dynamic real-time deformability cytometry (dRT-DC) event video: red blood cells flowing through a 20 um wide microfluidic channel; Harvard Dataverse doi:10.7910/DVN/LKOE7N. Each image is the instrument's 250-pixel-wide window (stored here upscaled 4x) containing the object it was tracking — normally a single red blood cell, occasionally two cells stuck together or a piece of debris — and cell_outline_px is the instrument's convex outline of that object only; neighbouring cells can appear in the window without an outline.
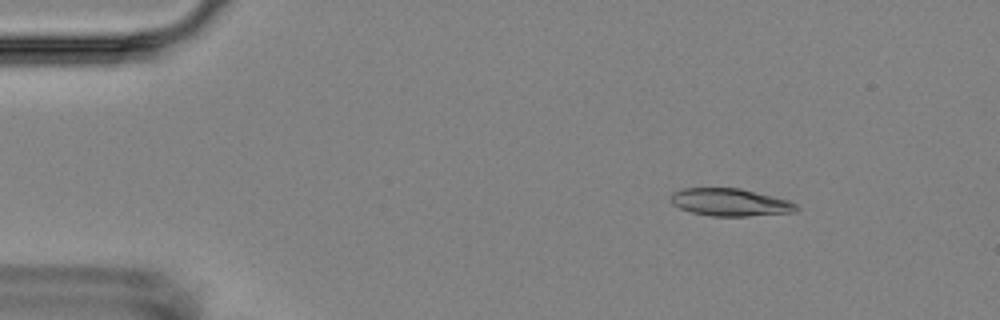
{"species": "Egyptian fruit bat (a non-hibernating species)", "species_latin": "Rousettus aegyptiacus", "temperature_condition": "room temperature", "stored_images_in_passage": 3, "camera_frame_rate_fps": 3000, "um_per_image_px": 0.085, "animal": {"sex": "female"}, "frame": {"image": 1, "passage_image": 1, "time_ms": 0.0, "image_size_px": [1000, 320], "cell_outline_px": [[800, 208], [792, 212], [748, 216], [712, 216], [692, 212], [680, 208], [672, 204], [668, 200], [672, 192], [684, 188], [740, 188], [788, 200], [796, 204]], "centroid_in_image_um": [62.02, 17.19], "position_along_channel_um": 23.0, "area_um2": 20.11}}